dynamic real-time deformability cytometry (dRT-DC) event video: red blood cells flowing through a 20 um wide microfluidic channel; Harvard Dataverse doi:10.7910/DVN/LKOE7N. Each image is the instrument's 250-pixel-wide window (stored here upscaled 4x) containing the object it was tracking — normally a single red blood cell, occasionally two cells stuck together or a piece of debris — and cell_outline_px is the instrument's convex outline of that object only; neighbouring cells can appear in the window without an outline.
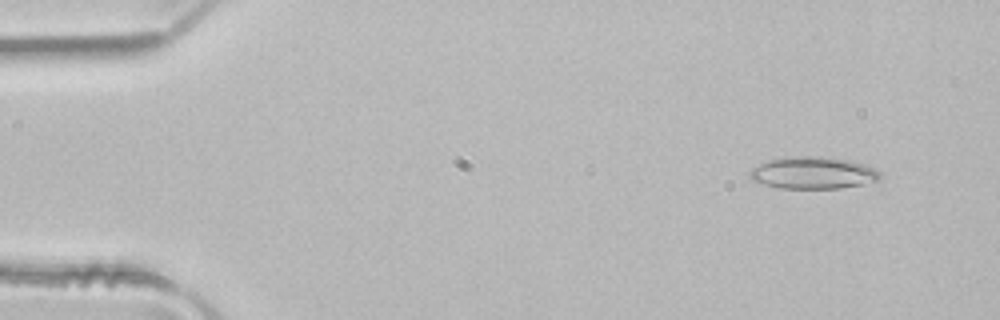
{"species": "common noctule bat (a hibernating species)", "species_latin": "Nyctalus noctula", "temperature_condition": "room temperature", "stored_images_in_passage": 4, "camera_frame_rate_fps": 3000, "um_per_image_px": 0.085, "animal": {"sex": "male", "body_mass_g": 21.5, "forearm_length_mm": 52.0}, "frame": {"image": 1, "passage_image": 1, "time_ms": 0.0, "image_size_px": [1000, 320], "cell_outline_px": [[880, 180], [864, 184], [840, 188], [780, 188], [764, 184], [752, 180], [748, 176], [748, 172], [752, 168], [768, 160], [804, 156], [820, 156], [848, 160], [876, 168], [880, 172]], "centroid_in_image_um": [69.12, 14.7], "position_along_channel_um": 15.9, "area_um2": 24.16}}
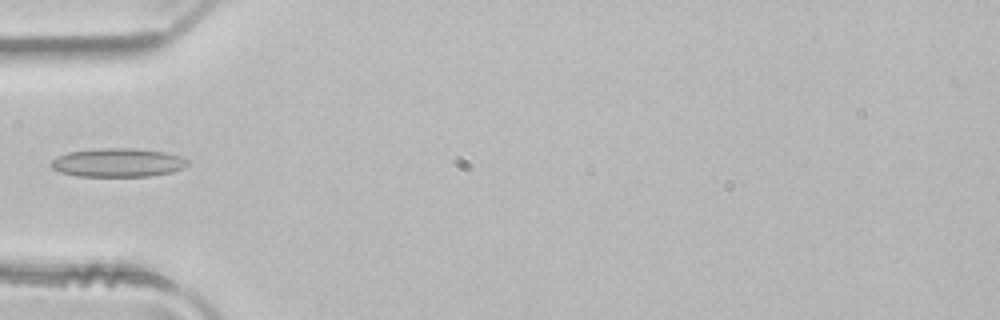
{"frame": {"image": 2, "passage_image": 4, "time_ms": 1.0, "image_size_px": [1000, 320], "cell_outline_px": [[188, 164], [184, 168], [172, 172], [148, 176], [76, 176], [60, 172], [52, 168], [52, 160], [56, 156], [68, 152], [104, 148], [132, 148], [164, 152], [180, 156], [188, 160]], "centroid_in_image_um": [10.02, 13.82], "position_along_channel_um": 75.0, "area_um2": 22.72}}